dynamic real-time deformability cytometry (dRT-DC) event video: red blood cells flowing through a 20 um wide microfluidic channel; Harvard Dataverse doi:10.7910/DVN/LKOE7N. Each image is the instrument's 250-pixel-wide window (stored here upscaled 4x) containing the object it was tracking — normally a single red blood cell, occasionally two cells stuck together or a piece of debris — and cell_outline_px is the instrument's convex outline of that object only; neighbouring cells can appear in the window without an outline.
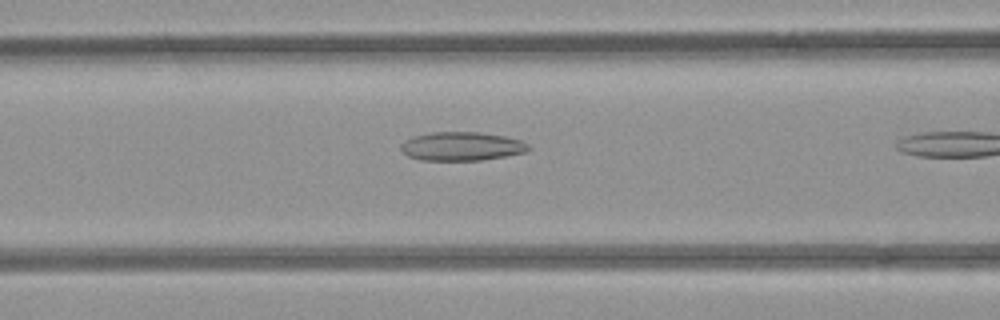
{"species": "common noctule bat (a hibernating species)", "species_latin": "Nyctalus noctula", "temperature_condition": "room temperature", "stored_images_in_passage": 8, "camera_frame_rate_fps": 3000, "um_per_image_px": 0.085, "animal": {"sex": "female", "body_mass_g": 21.9}, "frame": {"image": 1, "passage_image": 7, "time_ms": 2.0, "image_size_px": [1000, 320], "cell_outline_px": [[532, 148], [524, 152], [484, 160], [420, 160], [408, 156], [400, 148], [400, 144], [404, 140], [416, 136], [432, 132], [480, 132], [504, 136], [520, 140], [528, 144]], "centroid_in_image_um": [39.24, 12.43], "position_along_channel_um": 127.4, "area_um2": 21.27}}